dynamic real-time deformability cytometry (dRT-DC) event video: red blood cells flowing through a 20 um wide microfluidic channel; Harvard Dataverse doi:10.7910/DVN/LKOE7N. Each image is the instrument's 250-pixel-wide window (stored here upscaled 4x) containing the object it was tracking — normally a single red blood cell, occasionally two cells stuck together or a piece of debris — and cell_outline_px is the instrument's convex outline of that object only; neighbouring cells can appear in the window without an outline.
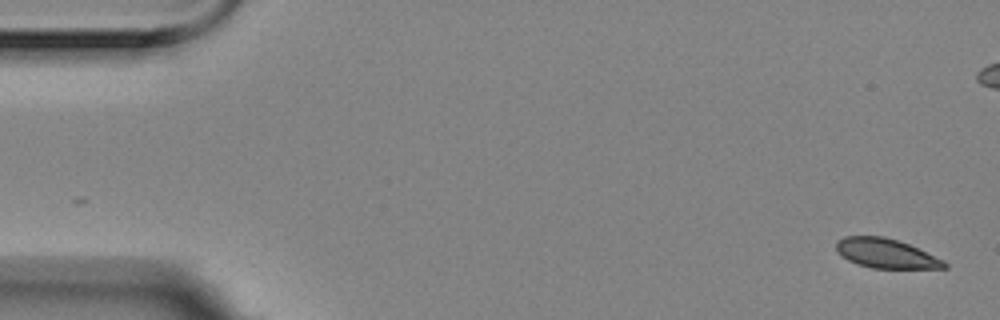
{"species": "Egyptian fruit bat (a non-hibernating species)", "species_latin": "Rousettus aegyptiacus", "temperature_condition": "room temperature", "stored_images_in_passage": 15, "camera_frame_rate_fps": 3000, "um_per_image_px": 0.085, "animal": {"sex": "female"}, "frame": {"image": 1, "passage_image": 1, "time_ms": 0.0, "image_size_px": [1000, 320], "cell_outline_px": [[948, 268], [872, 268], [848, 260], [836, 252], [836, 240], [844, 236], [884, 236], [908, 244], [944, 260], [948, 264]], "centroid_in_image_um": [75.28, 21.53], "position_along_channel_um": 9.7, "area_um2": 18.44}}
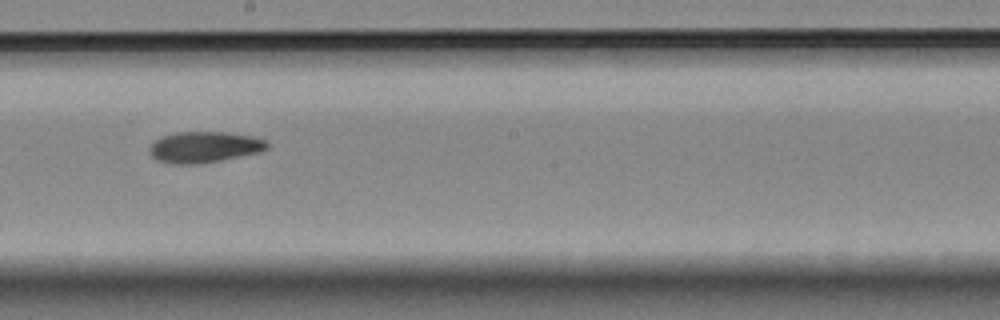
{"frame": {"image": 2, "passage_image": 10, "time_ms": 3.0, "image_size_px": [1000, 320], "cell_outline_px": [[268, 148], [260, 152], [200, 164], [172, 164], [156, 160], [148, 152], [148, 148], [160, 136], [176, 132], [228, 132], [252, 136], [268, 140]], "centroid_in_image_um": [17.35, 12.5], "position_along_channel_um": 230.8, "area_um2": 21.5}}
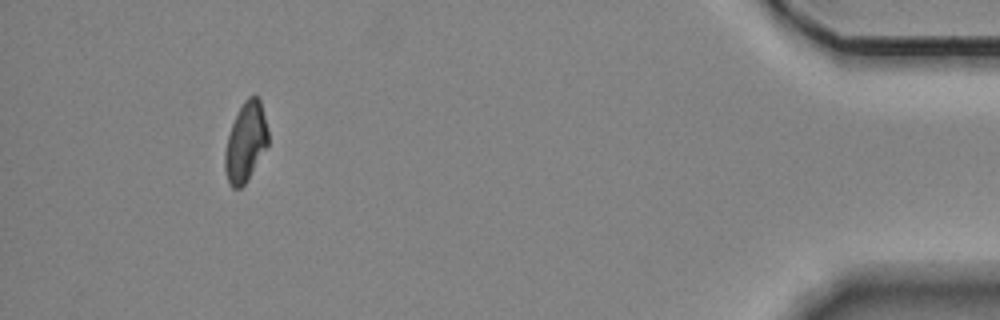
{"frame": {"image": 3, "passage_image": 15, "time_ms": 4.667, "image_size_px": [1000, 320], "cell_outline_px": [[268, 144], [244, 184], [240, 188], [232, 188], [228, 184], [224, 168], [224, 152], [228, 136], [232, 124], [244, 100], [248, 96], [256, 96], [260, 100], [268, 132]], "centroid_in_image_um": [20.85, 12.09], "position_along_channel_um": 414.3, "area_um2": 19.59}}